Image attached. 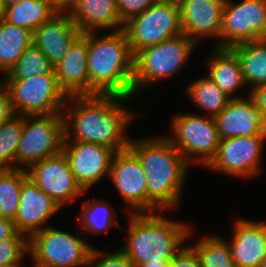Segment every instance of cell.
<instances>
[{
    "label": "cell",
    "mask_w": 266,
    "mask_h": 267,
    "mask_svg": "<svg viewBox=\"0 0 266 267\" xmlns=\"http://www.w3.org/2000/svg\"><path fill=\"white\" fill-rule=\"evenodd\" d=\"M131 98L116 94L69 96L75 102L63 109L64 141L72 139L70 128H73L75 142L93 143L115 152L128 149L130 140L124 132L136 115L124 104Z\"/></svg>",
    "instance_id": "1"
},
{
    "label": "cell",
    "mask_w": 266,
    "mask_h": 267,
    "mask_svg": "<svg viewBox=\"0 0 266 267\" xmlns=\"http://www.w3.org/2000/svg\"><path fill=\"white\" fill-rule=\"evenodd\" d=\"M128 149L138 158L147 178V212L175 208L189 163L167 137L131 140Z\"/></svg>",
    "instance_id": "2"
},
{
    "label": "cell",
    "mask_w": 266,
    "mask_h": 267,
    "mask_svg": "<svg viewBox=\"0 0 266 267\" xmlns=\"http://www.w3.org/2000/svg\"><path fill=\"white\" fill-rule=\"evenodd\" d=\"M88 32L89 95L133 97L134 55L124 29L96 37Z\"/></svg>",
    "instance_id": "3"
},
{
    "label": "cell",
    "mask_w": 266,
    "mask_h": 267,
    "mask_svg": "<svg viewBox=\"0 0 266 267\" xmlns=\"http://www.w3.org/2000/svg\"><path fill=\"white\" fill-rule=\"evenodd\" d=\"M130 214L128 242L121 250L135 267L150 261L169 262L183 248V242L190 235L189 225L159 214Z\"/></svg>",
    "instance_id": "4"
},
{
    "label": "cell",
    "mask_w": 266,
    "mask_h": 267,
    "mask_svg": "<svg viewBox=\"0 0 266 267\" xmlns=\"http://www.w3.org/2000/svg\"><path fill=\"white\" fill-rule=\"evenodd\" d=\"M195 45L183 33L138 51L134 55L133 95L154 81L176 74L185 65Z\"/></svg>",
    "instance_id": "5"
},
{
    "label": "cell",
    "mask_w": 266,
    "mask_h": 267,
    "mask_svg": "<svg viewBox=\"0 0 266 267\" xmlns=\"http://www.w3.org/2000/svg\"><path fill=\"white\" fill-rule=\"evenodd\" d=\"M4 82L15 114H62L64 107L68 105V96L60 88L55 73L33 76L30 79H4Z\"/></svg>",
    "instance_id": "6"
},
{
    "label": "cell",
    "mask_w": 266,
    "mask_h": 267,
    "mask_svg": "<svg viewBox=\"0 0 266 267\" xmlns=\"http://www.w3.org/2000/svg\"><path fill=\"white\" fill-rule=\"evenodd\" d=\"M92 248L79 237L50 227L28 239L34 267H89Z\"/></svg>",
    "instance_id": "7"
},
{
    "label": "cell",
    "mask_w": 266,
    "mask_h": 267,
    "mask_svg": "<svg viewBox=\"0 0 266 267\" xmlns=\"http://www.w3.org/2000/svg\"><path fill=\"white\" fill-rule=\"evenodd\" d=\"M64 138L63 114L23 116L16 165L23 164L21 168L27 170L33 163L61 153Z\"/></svg>",
    "instance_id": "8"
},
{
    "label": "cell",
    "mask_w": 266,
    "mask_h": 267,
    "mask_svg": "<svg viewBox=\"0 0 266 267\" xmlns=\"http://www.w3.org/2000/svg\"><path fill=\"white\" fill-rule=\"evenodd\" d=\"M133 55L141 49L183 34L179 4L156 1L125 23Z\"/></svg>",
    "instance_id": "9"
},
{
    "label": "cell",
    "mask_w": 266,
    "mask_h": 267,
    "mask_svg": "<svg viewBox=\"0 0 266 267\" xmlns=\"http://www.w3.org/2000/svg\"><path fill=\"white\" fill-rule=\"evenodd\" d=\"M172 136H166L188 163L198 156V163L207 166L215 157L220 137L213 117L199 115H177L172 121ZM195 154V155H194Z\"/></svg>",
    "instance_id": "10"
},
{
    "label": "cell",
    "mask_w": 266,
    "mask_h": 267,
    "mask_svg": "<svg viewBox=\"0 0 266 267\" xmlns=\"http://www.w3.org/2000/svg\"><path fill=\"white\" fill-rule=\"evenodd\" d=\"M217 48L266 40V0H243L234 4L225 0Z\"/></svg>",
    "instance_id": "11"
},
{
    "label": "cell",
    "mask_w": 266,
    "mask_h": 267,
    "mask_svg": "<svg viewBox=\"0 0 266 267\" xmlns=\"http://www.w3.org/2000/svg\"><path fill=\"white\" fill-rule=\"evenodd\" d=\"M27 171L28 177L60 208L67 202L76 201L75 198L85 192L78 184L63 152L33 163Z\"/></svg>",
    "instance_id": "12"
},
{
    "label": "cell",
    "mask_w": 266,
    "mask_h": 267,
    "mask_svg": "<svg viewBox=\"0 0 266 267\" xmlns=\"http://www.w3.org/2000/svg\"><path fill=\"white\" fill-rule=\"evenodd\" d=\"M264 139L266 136L223 139L220 141L215 157L207 166L239 178L259 174Z\"/></svg>",
    "instance_id": "13"
},
{
    "label": "cell",
    "mask_w": 266,
    "mask_h": 267,
    "mask_svg": "<svg viewBox=\"0 0 266 267\" xmlns=\"http://www.w3.org/2000/svg\"><path fill=\"white\" fill-rule=\"evenodd\" d=\"M63 142L62 152L65 154L70 169L78 184L84 191L103 176L109 175L114 150L109 147L85 142Z\"/></svg>",
    "instance_id": "14"
},
{
    "label": "cell",
    "mask_w": 266,
    "mask_h": 267,
    "mask_svg": "<svg viewBox=\"0 0 266 267\" xmlns=\"http://www.w3.org/2000/svg\"><path fill=\"white\" fill-rule=\"evenodd\" d=\"M109 177L134 213L147 211L146 174L138 158L129 149L114 154Z\"/></svg>",
    "instance_id": "15"
},
{
    "label": "cell",
    "mask_w": 266,
    "mask_h": 267,
    "mask_svg": "<svg viewBox=\"0 0 266 267\" xmlns=\"http://www.w3.org/2000/svg\"><path fill=\"white\" fill-rule=\"evenodd\" d=\"M60 209L55 201L27 176L21 185L19 208L13 220L15 228L29 239L43 230L45 222Z\"/></svg>",
    "instance_id": "16"
},
{
    "label": "cell",
    "mask_w": 266,
    "mask_h": 267,
    "mask_svg": "<svg viewBox=\"0 0 266 267\" xmlns=\"http://www.w3.org/2000/svg\"><path fill=\"white\" fill-rule=\"evenodd\" d=\"M214 120L221 140L231 137L266 136V122L260 117L249 97L232 98Z\"/></svg>",
    "instance_id": "17"
},
{
    "label": "cell",
    "mask_w": 266,
    "mask_h": 267,
    "mask_svg": "<svg viewBox=\"0 0 266 267\" xmlns=\"http://www.w3.org/2000/svg\"><path fill=\"white\" fill-rule=\"evenodd\" d=\"M82 34L63 8L50 21L33 31V44L55 67Z\"/></svg>",
    "instance_id": "18"
},
{
    "label": "cell",
    "mask_w": 266,
    "mask_h": 267,
    "mask_svg": "<svg viewBox=\"0 0 266 267\" xmlns=\"http://www.w3.org/2000/svg\"><path fill=\"white\" fill-rule=\"evenodd\" d=\"M225 0H181L182 31L196 44L198 38L215 36L220 40Z\"/></svg>",
    "instance_id": "19"
},
{
    "label": "cell",
    "mask_w": 266,
    "mask_h": 267,
    "mask_svg": "<svg viewBox=\"0 0 266 267\" xmlns=\"http://www.w3.org/2000/svg\"><path fill=\"white\" fill-rule=\"evenodd\" d=\"M88 32L83 33L54 67L60 88L69 96L89 95Z\"/></svg>",
    "instance_id": "20"
},
{
    "label": "cell",
    "mask_w": 266,
    "mask_h": 267,
    "mask_svg": "<svg viewBox=\"0 0 266 267\" xmlns=\"http://www.w3.org/2000/svg\"><path fill=\"white\" fill-rule=\"evenodd\" d=\"M63 8H70L68 14L82 33L125 26L116 0H63Z\"/></svg>",
    "instance_id": "21"
},
{
    "label": "cell",
    "mask_w": 266,
    "mask_h": 267,
    "mask_svg": "<svg viewBox=\"0 0 266 267\" xmlns=\"http://www.w3.org/2000/svg\"><path fill=\"white\" fill-rule=\"evenodd\" d=\"M234 224L229 246L236 266L260 267L266 255V223L239 219Z\"/></svg>",
    "instance_id": "22"
},
{
    "label": "cell",
    "mask_w": 266,
    "mask_h": 267,
    "mask_svg": "<svg viewBox=\"0 0 266 267\" xmlns=\"http://www.w3.org/2000/svg\"><path fill=\"white\" fill-rule=\"evenodd\" d=\"M62 9L63 0H22L6 7L2 19L33 32Z\"/></svg>",
    "instance_id": "23"
},
{
    "label": "cell",
    "mask_w": 266,
    "mask_h": 267,
    "mask_svg": "<svg viewBox=\"0 0 266 267\" xmlns=\"http://www.w3.org/2000/svg\"><path fill=\"white\" fill-rule=\"evenodd\" d=\"M209 59V77L229 97L241 86L245 85L241 65L237 55L230 48H215Z\"/></svg>",
    "instance_id": "24"
},
{
    "label": "cell",
    "mask_w": 266,
    "mask_h": 267,
    "mask_svg": "<svg viewBox=\"0 0 266 267\" xmlns=\"http://www.w3.org/2000/svg\"><path fill=\"white\" fill-rule=\"evenodd\" d=\"M230 49L237 55L246 85L266 84V40L236 44Z\"/></svg>",
    "instance_id": "25"
},
{
    "label": "cell",
    "mask_w": 266,
    "mask_h": 267,
    "mask_svg": "<svg viewBox=\"0 0 266 267\" xmlns=\"http://www.w3.org/2000/svg\"><path fill=\"white\" fill-rule=\"evenodd\" d=\"M33 44V32L0 19V71L7 74Z\"/></svg>",
    "instance_id": "26"
},
{
    "label": "cell",
    "mask_w": 266,
    "mask_h": 267,
    "mask_svg": "<svg viewBox=\"0 0 266 267\" xmlns=\"http://www.w3.org/2000/svg\"><path fill=\"white\" fill-rule=\"evenodd\" d=\"M189 97L198 107L207 110L210 117L217 116L232 99L208 76L191 82L186 89Z\"/></svg>",
    "instance_id": "27"
},
{
    "label": "cell",
    "mask_w": 266,
    "mask_h": 267,
    "mask_svg": "<svg viewBox=\"0 0 266 267\" xmlns=\"http://www.w3.org/2000/svg\"><path fill=\"white\" fill-rule=\"evenodd\" d=\"M28 176L27 170L18 166L14 169H0V215L15 219L19 208L22 181Z\"/></svg>",
    "instance_id": "28"
},
{
    "label": "cell",
    "mask_w": 266,
    "mask_h": 267,
    "mask_svg": "<svg viewBox=\"0 0 266 267\" xmlns=\"http://www.w3.org/2000/svg\"><path fill=\"white\" fill-rule=\"evenodd\" d=\"M55 73L54 66L37 46L32 44L5 74V79H30L33 76Z\"/></svg>",
    "instance_id": "29"
},
{
    "label": "cell",
    "mask_w": 266,
    "mask_h": 267,
    "mask_svg": "<svg viewBox=\"0 0 266 267\" xmlns=\"http://www.w3.org/2000/svg\"><path fill=\"white\" fill-rule=\"evenodd\" d=\"M191 248L199 257L201 267H237L229 243L216 236L203 238Z\"/></svg>",
    "instance_id": "30"
},
{
    "label": "cell",
    "mask_w": 266,
    "mask_h": 267,
    "mask_svg": "<svg viewBox=\"0 0 266 267\" xmlns=\"http://www.w3.org/2000/svg\"><path fill=\"white\" fill-rule=\"evenodd\" d=\"M22 128L23 116L18 114L0 124V169L18 168L15 165Z\"/></svg>",
    "instance_id": "31"
},
{
    "label": "cell",
    "mask_w": 266,
    "mask_h": 267,
    "mask_svg": "<svg viewBox=\"0 0 266 267\" xmlns=\"http://www.w3.org/2000/svg\"><path fill=\"white\" fill-rule=\"evenodd\" d=\"M82 211L79 217V221L82 223L80 227L83 230H87L89 233L99 234L101 232H107L110 227L120 226L116 219H113L112 209L108 206L109 203L99 201L95 203L94 199L85 201L83 203ZM113 219V220H112Z\"/></svg>",
    "instance_id": "32"
},
{
    "label": "cell",
    "mask_w": 266,
    "mask_h": 267,
    "mask_svg": "<svg viewBox=\"0 0 266 267\" xmlns=\"http://www.w3.org/2000/svg\"><path fill=\"white\" fill-rule=\"evenodd\" d=\"M28 251V238L22 233L17 232L12 238L1 240L0 265L21 261Z\"/></svg>",
    "instance_id": "33"
},
{
    "label": "cell",
    "mask_w": 266,
    "mask_h": 267,
    "mask_svg": "<svg viewBox=\"0 0 266 267\" xmlns=\"http://www.w3.org/2000/svg\"><path fill=\"white\" fill-rule=\"evenodd\" d=\"M98 259L100 261L96 263ZM91 263L94 264L92 267H135L121 249L109 255L93 247L89 256V264Z\"/></svg>",
    "instance_id": "34"
},
{
    "label": "cell",
    "mask_w": 266,
    "mask_h": 267,
    "mask_svg": "<svg viewBox=\"0 0 266 267\" xmlns=\"http://www.w3.org/2000/svg\"><path fill=\"white\" fill-rule=\"evenodd\" d=\"M157 0H116L121 21L125 24L132 17L151 7Z\"/></svg>",
    "instance_id": "35"
},
{
    "label": "cell",
    "mask_w": 266,
    "mask_h": 267,
    "mask_svg": "<svg viewBox=\"0 0 266 267\" xmlns=\"http://www.w3.org/2000/svg\"><path fill=\"white\" fill-rule=\"evenodd\" d=\"M168 267H201L196 252L191 247L183 248L169 261Z\"/></svg>",
    "instance_id": "36"
},
{
    "label": "cell",
    "mask_w": 266,
    "mask_h": 267,
    "mask_svg": "<svg viewBox=\"0 0 266 267\" xmlns=\"http://www.w3.org/2000/svg\"><path fill=\"white\" fill-rule=\"evenodd\" d=\"M249 93V98L252 100L260 117L266 122V84L251 88Z\"/></svg>",
    "instance_id": "37"
},
{
    "label": "cell",
    "mask_w": 266,
    "mask_h": 267,
    "mask_svg": "<svg viewBox=\"0 0 266 267\" xmlns=\"http://www.w3.org/2000/svg\"><path fill=\"white\" fill-rule=\"evenodd\" d=\"M15 114L12 103L10 100L9 93L4 89L0 93V124L11 119Z\"/></svg>",
    "instance_id": "38"
},
{
    "label": "cell",
    "mask_w": 266,
    "mask_h": 267,
    "mask_svg": "<svg viewBox=\"0 0 266 267\" xmlns=\"http://www.w3.org/2000/svg\"><path fill=\"white\" fill-rule=\"evenodd\" d=\"M17 233L14 221L0 215V241L12 238Z\"/></svg>",
    "instance_id": "39"
},
{
    "label": "cell",
    "mask_w": 266,
    "mask_h": 267,
    "mask_svg": "<svg viewBox=\"0 0 266 267\" xmlns=\"http://www.w3.org/2000/svg\"><path fill=\"white\" fill-rule=\"evenodd\" d=\"M169 262H160V263H151L147 262L143 265H140L139 267H168Z\"/></svg>",
    "instance_id": "40"
},
{
    "label": "cell",
    "mask_w": 266,
    "mask_h": 267,
    "mask_svg": "<svg viewBox=\"0 0 266 267\" xmlns=\"http://www.w3.org/2000/svg\"><path fill=\"white\" fill-rule=\"evenodd\" d=\"M2 1H3V4H4L5 8H6V7L10 6V5L19 3L22 0H2Z\"/></svg>",
    "instance_id": "41"
},
{
    "label": "cell",
    "mask_w": 266,
    "mask_h": 267,
    "mask_svg": "<svg viewBox=\"0 0 266 267\" xmlns=\"http://www.w3.org/2000/svg\"><path fill=\"white\" fill-rule=\"evenodd\" d=\"M21 261L9 263V264H1L0 267H21Z\"/></svg>",
    "instance_id": "42"
},
{
    "label": "cell",
    "mask_w": 266,
    "mask_h": 267,
    "mask_svg": "<svg viewBox=\"0 0 266 267\" xmlns=\"http://www.w3.org/2000/svg\"><path fill=\"white\" fill-rule=\"evenodd\" d=\"M4 10H5V6L3 4V1L0 0V19L3 17Z\"/></svg>",
    "instance_id": "43"
},
{
    "label": "cell",
    "mask_w": 266,
    "mask_h": 267,
    "mask_svg": "<svg viewBox=\"0 0 266 267\" xmlns=\"http://www.w3.org/2000/svg\"><path fill=\"white\" fill-rule=\"evenodd\" d=\"M158 2H169L179 4L181 0H157Z\"/></svg>",
    "instance_id": "44"
},
{
    "label": "cell",
    "mask_w": 266,
    "mask_h": 267,
    "mask_svg": "<svg viewBox=\"0 0 266 267\" xmlns=\"http://www.w3.org/2000/svg\"><path fill=\"white\" fill-rule=\"evenodd\" d=\"M260 267H266V255L263 257Z\"/></svg>",
    "instance_id": "45"
},
{
    "label": "cell",
    "mask_w": 266,
    "mask_h": 267,
    "mask_svg": "<svg viewBox=\"0 0 266 267\" xmlns=\"http://www.w3.org/2000/svg\"><path fill=\"white\" fill-rule=\"evenodd\" d=\"M5 89V82H0V93Z\"/></svg>",
    "instance_id": "46"
}]
</instances>
